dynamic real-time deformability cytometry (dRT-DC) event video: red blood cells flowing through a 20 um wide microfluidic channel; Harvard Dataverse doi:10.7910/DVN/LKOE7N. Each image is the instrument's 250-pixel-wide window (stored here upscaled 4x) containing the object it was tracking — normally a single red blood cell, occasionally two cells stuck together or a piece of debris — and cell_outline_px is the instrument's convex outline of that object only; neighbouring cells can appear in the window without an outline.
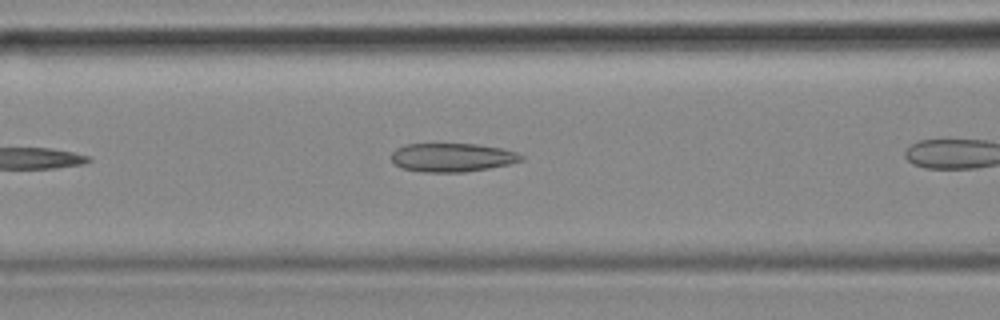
{"species": "common noctule bat (a hibernating species)", "species_latin": "Nyctalus noctula", "temperature_condition": "cold", "stored_images_in_passage": 26, "camera_frame_rate_fps": 3000, "um_per_image_px": 0.085, "animal": {"sex": "female", "body_mass_g": 18.4}, "frame": {"image": 1, "passage_image": 8, "time_ms": 2.333, "image_size_px": [1000, 320], "cell_outline_px": [[524, 160], [508, 164], [488, 168], [464, 172], [424, 172], [400, 168], [392, 160], [392, 152], [396, 148], [408, 144], [476, 144], [500, 148], [516, 152], [524, 156]], "centroid_in_image_um": [38.43, 13.38], "position_along_channel_um": 128.2, "area_um2": 21.56}}